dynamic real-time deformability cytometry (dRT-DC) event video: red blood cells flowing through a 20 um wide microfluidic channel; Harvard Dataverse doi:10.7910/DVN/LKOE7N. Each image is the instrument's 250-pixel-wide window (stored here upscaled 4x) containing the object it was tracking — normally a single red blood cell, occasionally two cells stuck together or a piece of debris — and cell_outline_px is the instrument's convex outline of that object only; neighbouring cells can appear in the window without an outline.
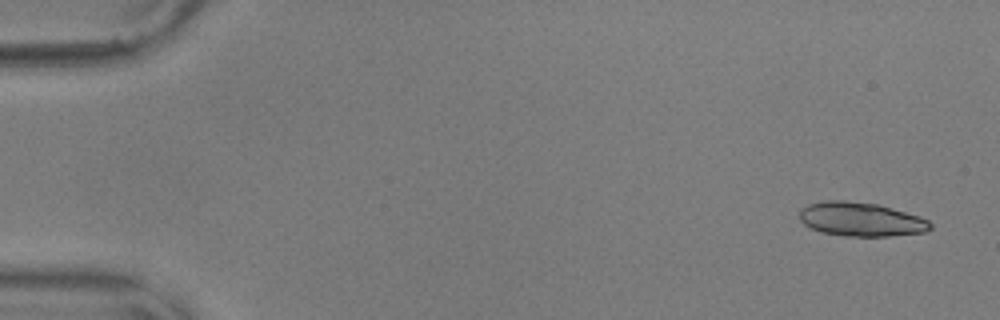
{"species": "common noctule bat (a hibernating species)", "species_latin": "Nyctalus noctula", "temperature_condition": "warm", "stored_images_in_passage": 54, "segment_of_instrument_passage": [1, 2], "camera_frame_rate_fps": 3000, "um_per_image_px": 0.085, "animal": {"sex": "male", "body_mass_g": 17.9, "forearm_length_mm": 54.2}, "frame": {"image": 1, "passage_image": 2, "time_ms": 0.333, "image_size_px": [1000, 320], "cell_outline_px": [[932, 228], [924, 232], [888, 236], [844, 236], [820, 232], [808, 228], [800, 220], [800, 208], [808, 204], [824, 200], [844, 200], [876, 204], [920, 216], [928, 220], [932, 224]], "centroid_in_image_um": [73.14, 18.64], "position_along_channel_um": 11.9, "area_um2": 26.01}}